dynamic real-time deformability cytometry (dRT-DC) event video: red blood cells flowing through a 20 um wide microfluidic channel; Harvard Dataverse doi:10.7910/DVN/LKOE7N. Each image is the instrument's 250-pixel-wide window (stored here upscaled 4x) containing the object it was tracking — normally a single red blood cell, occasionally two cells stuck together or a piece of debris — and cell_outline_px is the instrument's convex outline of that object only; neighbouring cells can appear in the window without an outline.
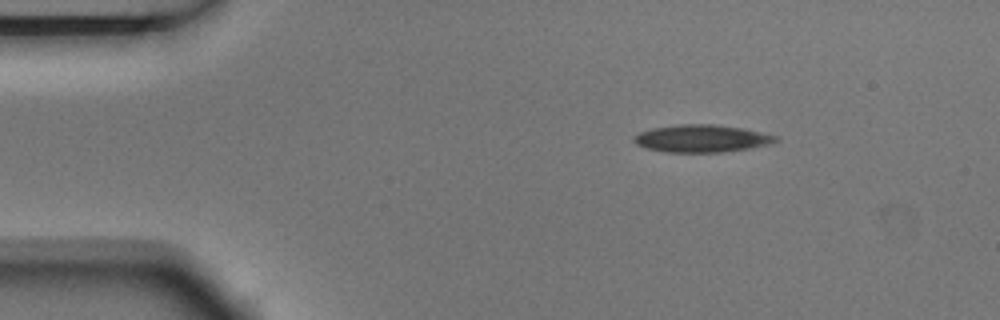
{"species": "Egyptian fruit bat (a non-hibernating species)", "species_latin": "Rousettus aegyptiacus", "temperature_condition": "room temperature", "stored_images_in_passage": 3, "camera_frame_rate_fps": 3000, "um_per_image_px": 0.085, "animal": {"sex": "male"}, "frame": {"image": 1, "passage_image": 1, "time_ms": 0.0, "image_size_px": [1000, 320], "cell_outline_px": [[780, 140], [768, 144], [748, 148], [720, 152], [664, 152], [644, 148], [636, 144], [632, 140], [632, 136], [640, 132], [652, 128], [680, 124], [716, 124], [744, 128], [780, 136]], "centroid_in_image_um": [59.63, 11.76], "position_along_channel_um": 25.4, "area_um2": 22.89}}